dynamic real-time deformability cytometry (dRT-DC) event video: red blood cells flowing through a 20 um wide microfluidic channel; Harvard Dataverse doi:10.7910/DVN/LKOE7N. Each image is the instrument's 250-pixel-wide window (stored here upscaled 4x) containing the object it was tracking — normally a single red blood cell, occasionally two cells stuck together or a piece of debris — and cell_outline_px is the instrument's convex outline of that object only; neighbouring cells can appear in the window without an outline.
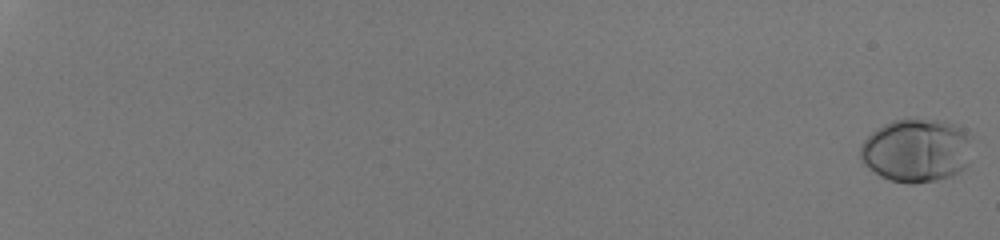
{"species": "human", "species_latin": "Homo sapiens", "temperature_condition": "room temperature", "stored_images_in_passage": 57, "camera_frame_rate_fps": 3000, "um_per_image_px": 0.085, "donor": {"sex": "male"}, "frame": {"image": 1, "passage_image": 1, "time_ms": 0.0, "image_size_px": [1000, 240], "cell_outline_px": [[972, 136], [968, 164], [960, 172], [952, 176], [936, 180], [916, 184], [908, 184], [888, 180], [880, 176], [864, 164], [860, 160], [860, 148], [864, 140], [876, 128], [892, 120], [944, 120], [960, 124]], "centroid_in_image_um": [77.93, 12.79], "position_along_channel_um": 7.1, "area_um2": 41.96}}
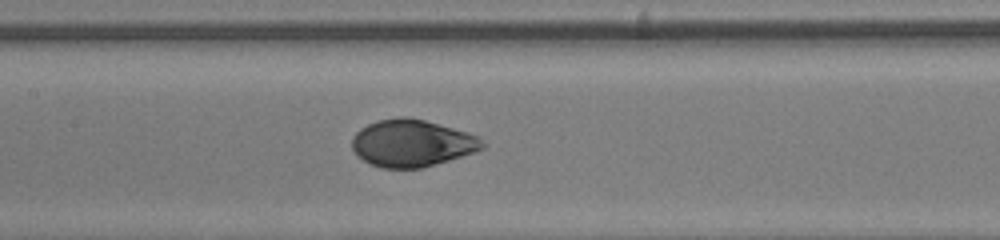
{"frame": {"image": 2, "passage_image": 34, "time_ms": 11.0, "image_size_px": [1000, 240], "cell_outline_px": [[488, 144], [484, 148], [476, 152], [420, 168], [384, 168], [368, 164], [356, 156], [352, 148], [352, 136], [360, 128], [376, 120], [400, 116], [404, 116], [424, 120], [480, 136]], "centroid_in_image_um": [35.0, 12.17], "position_along_channel_um": 172.4, "area_um2": 36.07}}
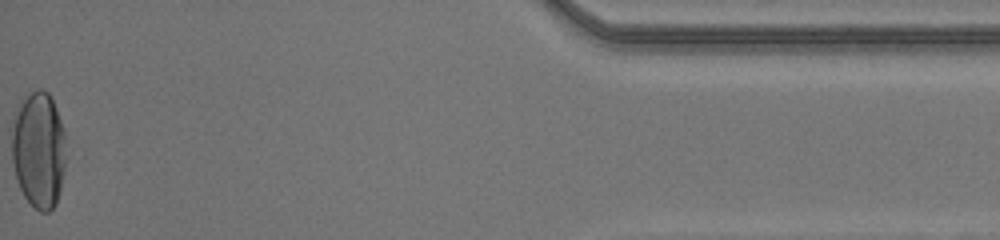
{"frame": {"image": 3, "passage_image": 57, "time_ms": 18.667, "image_size_px": [1000, 240], "cell_outline_px": [[68, 156], [60, 192], [56, 204], [48, 212], [40, 212], [24, 196], [20, 188], [16, 176], [12, 160], [12, 116], [20, 100], [36, 88], [40, 88], [48, 92], [56, 108], [64, 128]], "centroid_in_image_um": [3.31, 12.7], "position_along_channel_um": 431.9, "area_um2": 37.74}, "authors_computed_cell_mechanics": {"area_um2": 36.703, "velocity_mm_per_s": 4.1615, "shape_relaxation_time_tau1_ms": 3.6895, "shape_relaxation_time_tau2_ms": null, "deformation_change_tau1": 0.1762, "deformation_change_tau2": null}}